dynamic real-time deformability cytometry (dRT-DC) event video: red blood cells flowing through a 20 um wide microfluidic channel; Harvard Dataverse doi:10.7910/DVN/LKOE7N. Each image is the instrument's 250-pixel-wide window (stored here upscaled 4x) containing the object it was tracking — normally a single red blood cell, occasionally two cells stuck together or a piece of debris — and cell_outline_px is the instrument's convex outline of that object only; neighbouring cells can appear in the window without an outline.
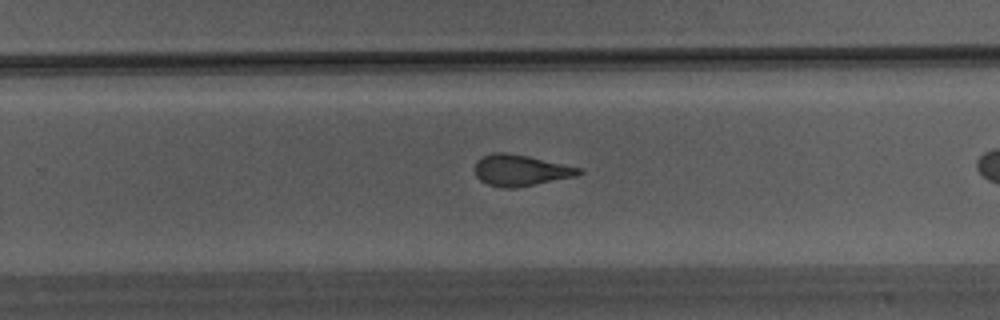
{"species": "Egyptian fruit bat (a non-hibernating species)", "species_latin": "Rousettus aegyptiacus", "temperature_condition": "warm", "stored_images_in_passage": 23, "camera_frame_rate_fps": 3000, "um_per_image_px": 0.085, "animal": {"sex": "male"}, "frame": {"image": 1, "passage_image": 17, "time_ms": 5.333, "image_size_px": [1000, 320], "cell_outline_px": [[584, 172], [576, 176], [516, 188], [504, 188], [488, 184], [480, 180], [476, 176], [476, 160], [480, 156], [492, 152], [508, 152], [528, 156], [584, 168]], "centroid_in_image_um": [44.26, 14.46], "position_along_channel_um": 285.5, "area_um2": 19.13}}